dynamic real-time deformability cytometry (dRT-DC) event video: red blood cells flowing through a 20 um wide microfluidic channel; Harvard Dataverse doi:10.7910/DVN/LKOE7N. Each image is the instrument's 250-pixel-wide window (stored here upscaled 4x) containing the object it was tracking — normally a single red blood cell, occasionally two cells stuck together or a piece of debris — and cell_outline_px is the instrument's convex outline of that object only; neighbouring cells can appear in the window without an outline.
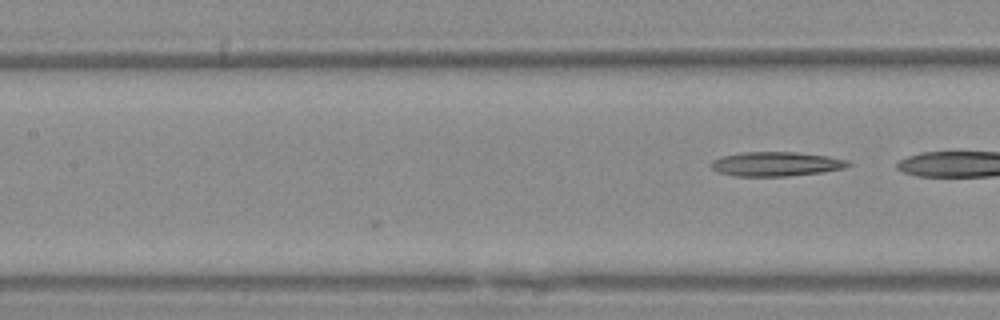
{"species": "Egyptian fruit bat (a non-hibernating species)", "species_latin": "Rousettus aegyptiacus", "temperature_condition": "warm", "stored_images_in_passage": 5, "camera_frame_rate_fps": 3000, "um_per_image_px": 0.085, "animal": {"sex": "female"}, "frame": {"image": 1, "passage_image": 5, "time_ms": 1.333, "image_size_px": [1000, 320], "cell_outline_px": [[852, 164], [844, 168], [820, 172], [788, 176], [736, 176], [720, 172], [712, 168], [708, 164], [712, 160], [720, 156], [740, 152], [796, 152], [828, 156], [848, 160]], "centroid_in_image_um": [65.93, 13.93], "position_along_channel_um": 141.5, "area_um2": 19.48}}